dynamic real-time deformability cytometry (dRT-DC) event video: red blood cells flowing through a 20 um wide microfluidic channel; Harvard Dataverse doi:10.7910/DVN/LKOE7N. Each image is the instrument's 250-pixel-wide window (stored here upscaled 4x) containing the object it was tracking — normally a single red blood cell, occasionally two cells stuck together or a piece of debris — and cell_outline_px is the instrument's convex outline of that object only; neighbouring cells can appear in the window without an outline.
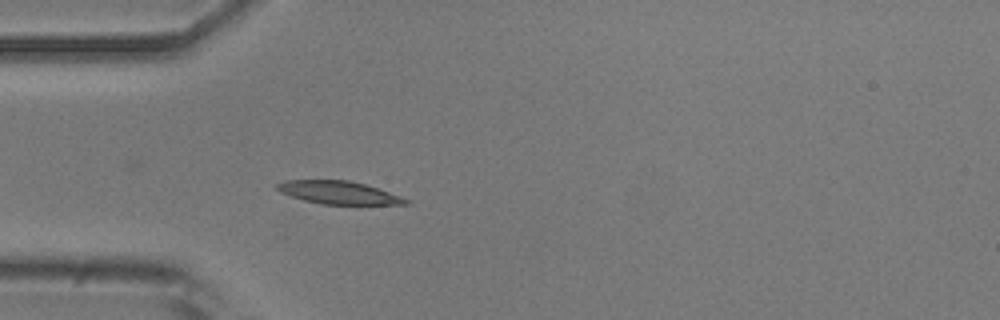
{"species": "common noctule bat (a hibernating species)", "species_latin": "Nyctalus noctula", "temperature_condition": "room temperature", "stored_images_in_passage": 4, "camera_frame_rate_fps": 3000, "um_per_image_px": 0.085, "animal": {"sex": "male", "body_mass_g": 20.5, "forearm_length_mm": 52.5}, "frame": {"image": 1, "passage_image": 4, "time_ms": 1.0, "image_size_px": [1000, 320], "cell_outline_px": [[412, 204], [320, 204], [304, 200], [280, 192], [276, 188], [276, 184], [284, 180], [348, 180], [364, 184], [400, 196], [408, 200]], "centroid_in_image_um": [28.74, 16.36], "position_along_channel_um": 56.3, "area_um2": 16.94}}